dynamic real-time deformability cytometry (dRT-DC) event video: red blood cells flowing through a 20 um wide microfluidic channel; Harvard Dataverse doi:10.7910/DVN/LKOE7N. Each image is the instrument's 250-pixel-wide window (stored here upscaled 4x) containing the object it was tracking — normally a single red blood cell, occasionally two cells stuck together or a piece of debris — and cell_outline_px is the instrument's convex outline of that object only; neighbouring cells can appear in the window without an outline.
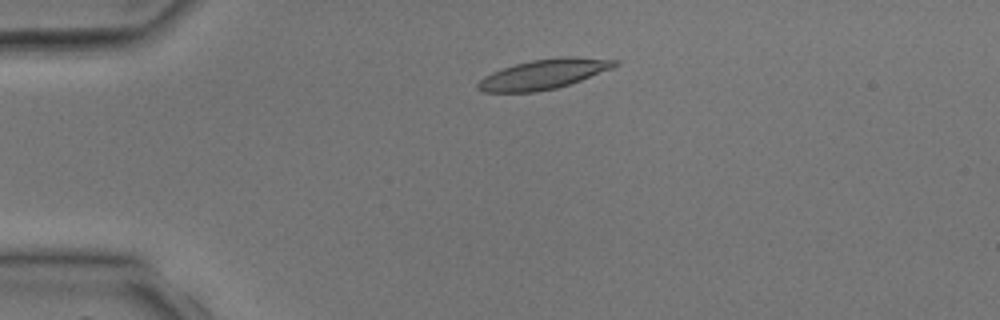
{"species": "common noctule bat (a hibernating species)", "species_latin": "Nyctalus noctula", "temperature_condition": "room temperature", "stored_images_in_passage": 3, "camera_frame_rate_fps": 3000, "um_per_image_px": 0.085, "animal": {"sex": "male", "body_mass_g": 17.9, "forearm_length_mm": 54.2}, "frame": {"image": 1, "passage_image": 2, "time_ms": 1.333, "image_size_px": [1000, 320], "cell_outline_px": [[620, 64], [612, 68], [580, 80], [556, 88], [536, 92], [484, 92], [476, 88], [476, 84], [484, 76], [492, 72], [516, 64], [532, 60], [556, 56], [572, 56], [620, 60]], "centroid_in_image_um": [46.22, 6.29], "position_along_channel_um": 38.8, "area_um2": 23.76}}